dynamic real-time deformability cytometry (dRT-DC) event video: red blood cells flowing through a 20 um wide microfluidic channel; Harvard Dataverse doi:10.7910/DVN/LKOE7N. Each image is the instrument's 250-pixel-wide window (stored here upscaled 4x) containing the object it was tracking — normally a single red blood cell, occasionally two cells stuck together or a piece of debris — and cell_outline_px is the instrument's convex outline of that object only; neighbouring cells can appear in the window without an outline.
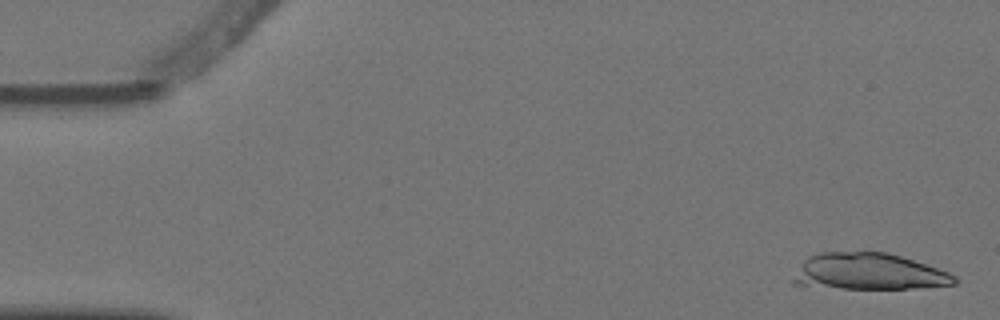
{"species": "Egyptian fruit bat (a non-hibernating species)", "species_latin": "Rousettus aegyptiacus", "temperature_condition": "warm", "stored_images_in_passage": 5, "camera_frame_rate_fps": 3000, "um_per_image_px": 0.085, "animal": {"sex": "female"}, "frame": {"image": 1, "passage_image": 1, "time_ms": 0.0, "image_size_px": [1000, 320], "cell_outline_px": [[960, 280], [956, 284], [916, 288], [840, 288], [792, 284], [788, 280], [800, 264], [808, 256], [820, 252], [888, 252], [948, 272], [956, 276]], "centroid_in_image_um": [73.78, 23.09], "position_along_channel_um": 11.2, "area_um2": 34.39}}